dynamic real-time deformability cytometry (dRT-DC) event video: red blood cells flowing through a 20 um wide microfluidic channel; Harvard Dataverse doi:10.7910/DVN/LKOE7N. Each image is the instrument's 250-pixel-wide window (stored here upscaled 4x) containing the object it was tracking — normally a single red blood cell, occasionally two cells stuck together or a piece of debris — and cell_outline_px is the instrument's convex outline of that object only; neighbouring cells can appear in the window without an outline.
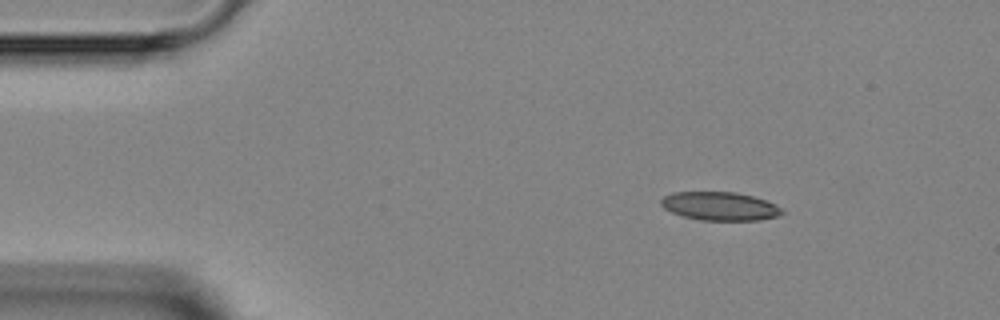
{"species": "Egyptian fruit bat (a non-hibernating species)", "species_latin": "Rousettus aegyptiacus", "temperature_condition": "room temperature", "stored_images_in_passage": 3, "camera_frame_rate_fps": 3000, "um_per_image_px": 0.085, "animal": {"sex": "female"}, "frame": {"image": 1, "passage_image": 1, "time_ms": 0.0, "image_size_px": [1000, 320], "cell_outline_px": [[784, 212], [776, 216], [760, 220], [700, 220], [684, 216], [672, 212], [664, 208], [660, 204], [660, 200], [664, 196], [672, 192], [736, 192], [752, 196], [776, 204]], "centroid_in_image_um": [61.16, 17.52], "position_along_channel_um": 23.8, "area_um2": 19.94}}
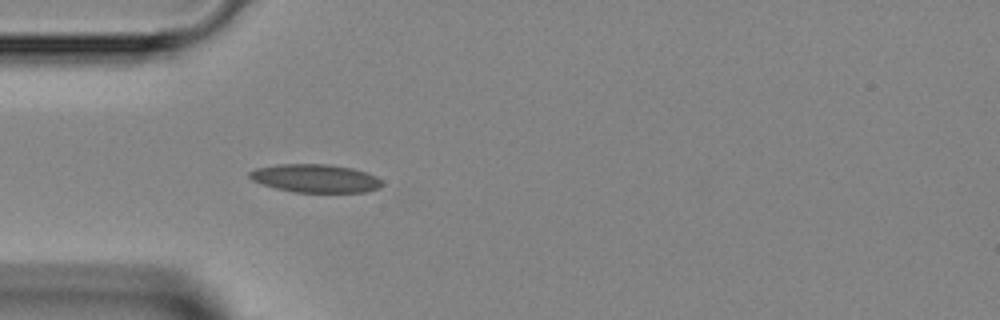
{"frame": {"image": 2, "passage_image": 3, "time_ms": 2.333, "image_size_px": [1000, 320], "cell_outline_px": [[384, 184], [380, 188], [364, 192], [292, 192], [276, 188], [252, 180], [248, 176], [248, 172], [256, 168], [276, 164], [328, 164], [352, 168], [376, 176]], "centroid_in_image_um": [26.8, 15.16], "position_along_channel_um": 58.2, "area_um2": 21.79}}